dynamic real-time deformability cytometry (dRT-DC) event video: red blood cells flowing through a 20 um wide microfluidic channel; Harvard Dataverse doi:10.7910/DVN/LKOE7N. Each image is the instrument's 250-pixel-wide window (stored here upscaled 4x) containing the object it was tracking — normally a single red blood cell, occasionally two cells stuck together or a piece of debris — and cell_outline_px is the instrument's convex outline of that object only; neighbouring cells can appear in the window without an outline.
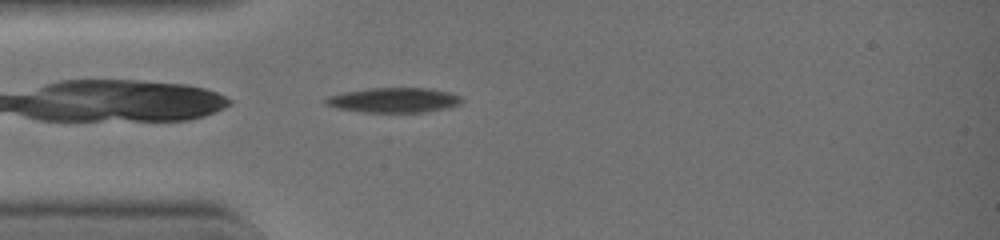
{"species": "common noctule bat (a hibernating species)", "species_latin": "Nyctalus noctula", "temperature_condition": "warm", "stored_images_in_passage": 30, "camera_frame_rate_fps": 3000, "um_per_image_px": 0.085, "animal": {"sex": "female", "body_mass_g": 19.0, "forearm_length_mm": 51.5}, "frame": {"image": 1, "passage_image": 1, "time_ms": 0.0, "image_size_px": [1000, 240], "cell_outline_px": [[464, 100], [460, 104], [420, 112], [368, 112], [340, 108], [328, 104], [324, 100], [328, 96], [344, 92], [368, 88], [424, 88], [448, 92], [460, 96]], "centroid_in_image_um": [33.48, 8.49], "position_along_channel_um": 51.5, "area_um2": 19.13}}
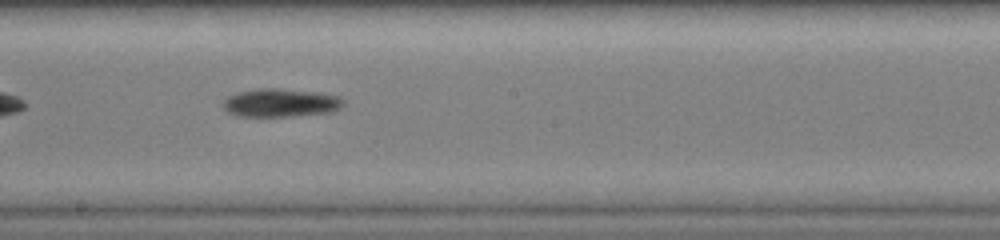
{"frame": {"image": 2, "passage_image": 13, "time_ms": 4.0, "image_size_px": [1000, 240], "cell_outline_px": [[344, 104], [340, 108], [328, 112], [292, 116], [240, 116], [228, 112], [224, 108], [224, 100], [228, 96], [240, 92], [260, 88], [280, 88], [320, 92], [340, 96], [344, 100]], "centroid_in_image_um": [23.89, 8.72], "position_along_channel_um": 224.3, "area_um2": 19.77}}
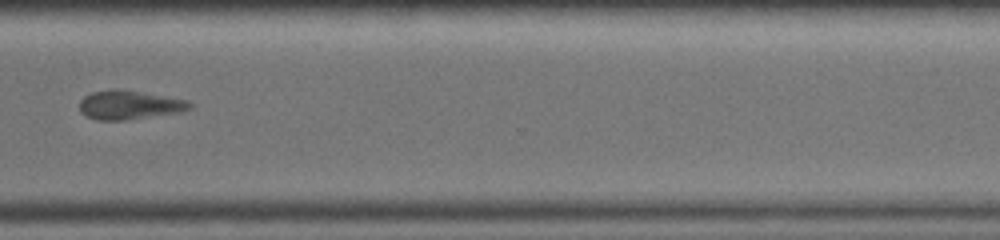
{"frame": {"image": 3, "passage_image": 22, "time_ms": 7.0, "image_size_px": [1000, 240], "cell_outline_px": [[192, 108], [180, 112], [124, 120], [96, 120], [80, 112], [80, 100], [84, 96], [92, 92], [112, 88], [120, 88], [188, 100], [192, 104]], "centroid_in_image_um": [10.98, 8.9], "position_along_channel_um": 359.6, "area_um2": 18.67}}